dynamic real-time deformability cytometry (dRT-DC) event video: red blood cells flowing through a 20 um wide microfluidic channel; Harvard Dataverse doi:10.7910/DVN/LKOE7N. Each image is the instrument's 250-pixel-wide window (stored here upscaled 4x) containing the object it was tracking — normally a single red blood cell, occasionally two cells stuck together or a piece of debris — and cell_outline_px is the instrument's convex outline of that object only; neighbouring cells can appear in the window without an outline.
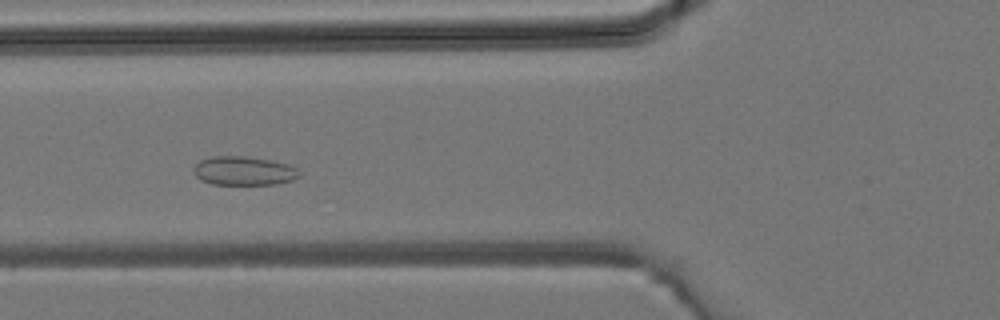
{"species": "common noctule bat (a hibernating species)", "species_latin": "Nyctalus noctula", "temperature_condition": "room temperature", "stored_images_in_passage": 29, "camera_frame_rate_fps": 3000, "um_per_image_px": 0.085, "animal": {"sex": "male", "body_mass_g": 19.2, "forearm_length_mm": 51.8}, "frame": {"image": 1, "passage_image": 3, "time_ms": 0.667, "image_size_px": [1000, 320], "cell_outline_px": [[300, 176], [292, 180], [276, 184], [212, 184], [200, 180], [192, 172], [192, 168], [200, 160], [212, 156], [248, 156], [288, 164], [296, 168], [300, 172]], "centroid_in_image_um": [20.69, 14.52], "position_along_channel_um": 105.1, "area_um2": 17.86}}
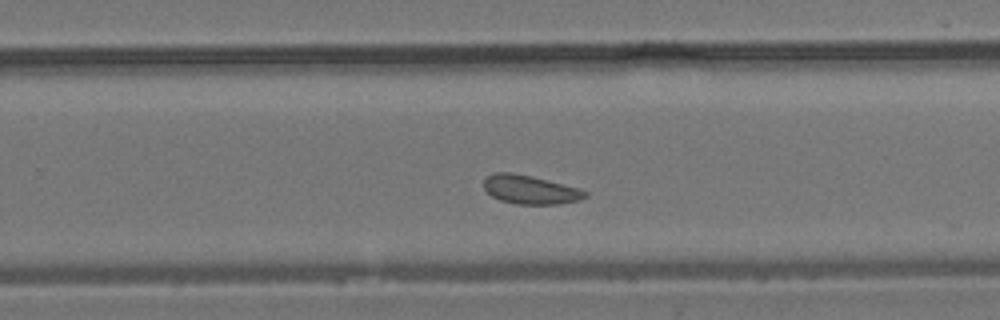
{"frame": {"image": 2, "passage_image": 14, "time_ms": 4.333, "image_size_px": [1000, 320], "cell_outline_px": [[588, 196], [580, 200], [560, 204], [516, 204], [500, 200], [492, 196], [484, 188], [484, 180], [488, 176], [496, 172], [512, 172], [532, 176], [576, 188], [588, 192]], "centroid_in_image_um": [45.06, 16.13], "position_along_channel_um": 284.7, "area_um2": 16.82}}
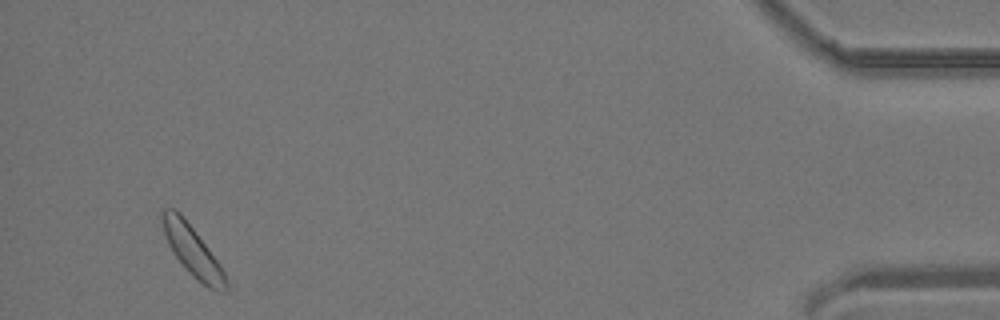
{"frame": {"image": 3, "passage_image": 27, "time_ms": 8.667, "image_size_px": [1000, 320], "cell_outline_px": [[228, 288], [208, 288], [192, 276], [184, 268], [172, 252], [168, 244], [160, 220], [160, 208], [176, 208], [180, 212], [216, 260], [224, 272], [228, 284]], "centroid_in_image_um": [16.26, 21.25], "position_along_channel_um": 418.9, "area_um2": 18.15}}